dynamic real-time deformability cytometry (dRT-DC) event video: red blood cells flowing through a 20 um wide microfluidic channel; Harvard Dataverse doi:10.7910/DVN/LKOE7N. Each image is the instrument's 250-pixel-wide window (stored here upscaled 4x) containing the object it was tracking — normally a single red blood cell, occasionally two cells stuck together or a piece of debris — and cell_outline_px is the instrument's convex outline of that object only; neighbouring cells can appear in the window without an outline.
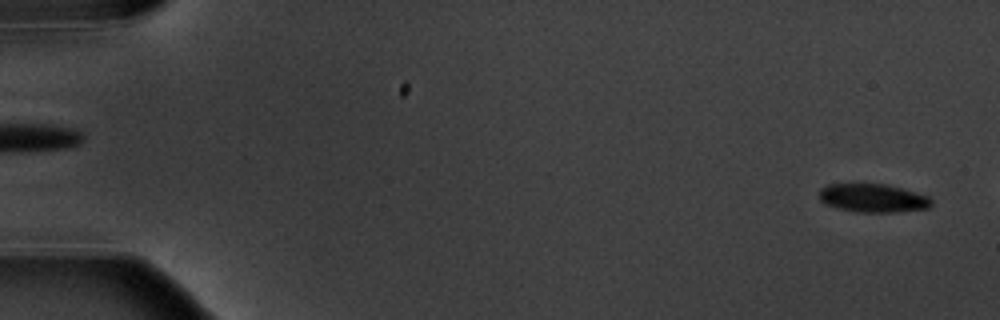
{"species": "common noctule bat (a hibernating species)", "species_latin": "Nyctalus noctula", "temperature_condition": "warm", "stored_images_in_passage": 6, "segment_of_instrument_passage": [2, 2], "camera_frame_rate_fps": 3000, "um_per_image_px": 0.085, "animal": {"sex": "male", "body_mass_g": 20.1, "forearm_length_mm": 53.5}, "frame": {"image": 1, "passage_image": 6, "time_ms": 6.667, "image_size_px": [1000, 320], "cell_outline_px": [[932, 204], [928, 208], [896, 212], [856, 212], [840, 208], [828, 204], [820, 200], [820, 188], [828, 184], [888, 184], [904, 188], [928, 196], [932, 200]], "centroid_in_image_um": [74.24, 16.83], "position_along_channel_um": 10.8, "area_um2": 18.55}}